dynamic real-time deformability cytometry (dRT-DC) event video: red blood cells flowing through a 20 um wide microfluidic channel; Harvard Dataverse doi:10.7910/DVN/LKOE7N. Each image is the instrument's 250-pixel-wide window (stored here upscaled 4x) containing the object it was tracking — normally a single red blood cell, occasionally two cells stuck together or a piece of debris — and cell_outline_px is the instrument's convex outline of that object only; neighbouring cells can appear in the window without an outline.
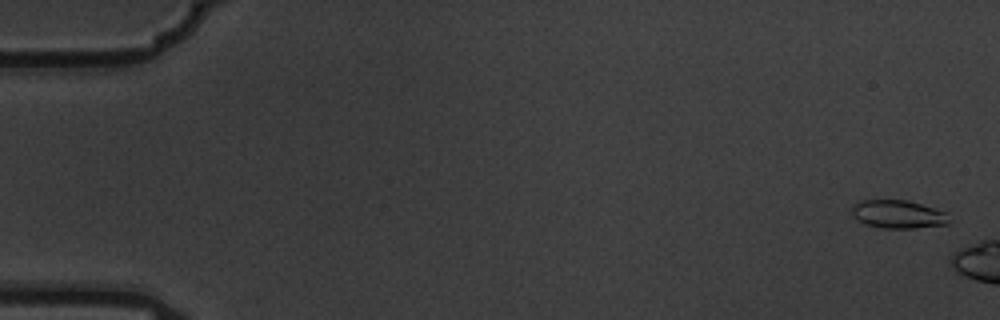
{"species": "common noctule bat (a hibernating species)", "species_latin": "Nyctalus noctula", "temperature_condition": "warm", "stored_images_in_passage": 3, "camera_frame_rate_fps": 3000, "um_per_image_px": 0.085, "animal": {"sex": "male", "body_mass_g": 19.5, "forearm_length_mm": 54.6}, "frame": {"image": 1, "passage_image": 1, "time_ms": 0.0, "image_size_px": [1000, 320], "cell_outline_px": [[952, 220], [948, 224], [916, 228], [884, 228], [864, 224], [852, 216], [852, 204], [860, 200], [908, 200], [948, 212]], "centroid_in_image_um": [76.37, 18.21], "position_along_channel_um": 8.6, "area_um2": 16.3}}